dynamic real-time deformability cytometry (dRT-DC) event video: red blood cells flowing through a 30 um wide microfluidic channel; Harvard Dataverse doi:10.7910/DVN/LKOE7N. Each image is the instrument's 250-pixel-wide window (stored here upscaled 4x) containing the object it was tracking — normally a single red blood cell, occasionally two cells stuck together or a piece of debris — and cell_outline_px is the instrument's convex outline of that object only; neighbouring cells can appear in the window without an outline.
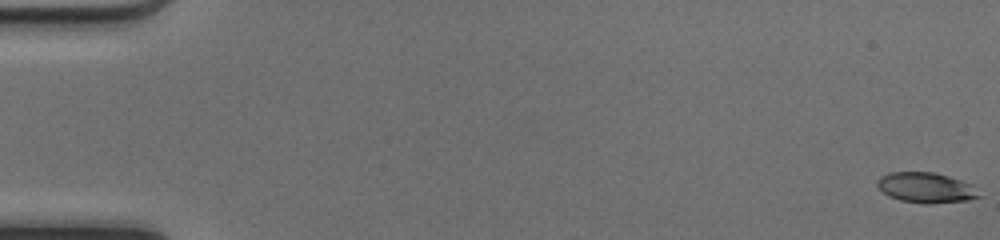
{"species": "common noctule bat (a hibernating species)", "species_latin": "Nyctalus noctula", "temperature_condition": "cold", "stored_images_in_passage": 51, "camera_frame_rate_fps": 3000, "um_per_image_px": 0.085, "animal": {"sex": "female", "body_mass_g": 17.0, "forearm_length_mm": 48.0}, "frame": {"image": 1, "passage_image": 1, "time_ms": 0.0, "image_size_px": [1000, 240], "cell_outline_px": [[984, 196], [968, 200], [928, 204], [924, 204], [900, 200], [888, 196], [876, 184], [876, 180], [880, 176], [888, 172], [932, 172], [948, 176], [972, 184]], "centroid_in_image_um": [78.72, 15.95], "position_along_channel_um": 6.3, "area_um2": 18.15}}
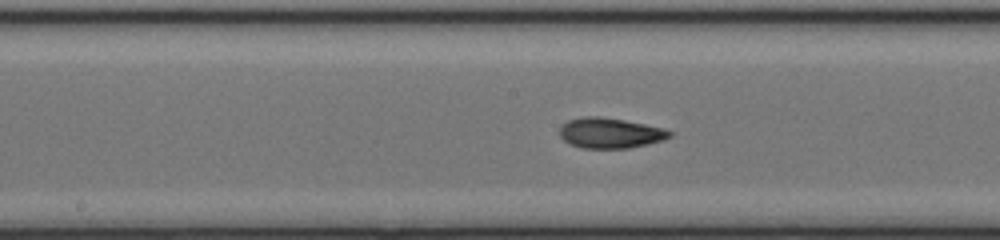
{"frame": {"image": 2, "passage_image": 27, "time_ms": 8.667, "image_size_px": [1000, 240], "cell_outline_px": [[672, 136], [664, 140], [648, 144], [628, 148], [580, 148], [564, 140], [560, 136], [560, 124], [568, 120], [584, 116], [600, 116], [624, 120], [664, 128], [672, 132]], "centroid_in_image_um": [51.86, 11.3], "position_along_channel_um": 196.3, "area_um2": 19.54}}
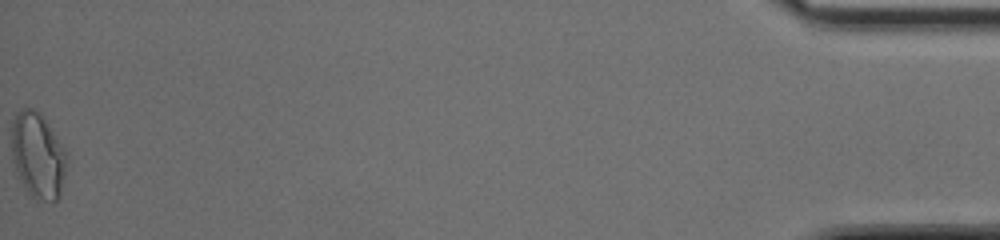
{"frame": {"image": 3, "passage_image": 51, "time_ms": 16.667, "image_size_px": [1000, 240], "cell_outline_px": [[68, 160], [60, 196], [56, 200], [36, 200], [28, 192], [16, 172], [12, 160], [12, 120], [16, 112], [20, 108], [32, 108], [48, 124], [64, 148], [68, 156]], "centroid_in_image_um": [3.22, 13.22], "position_along_channel_um": 432.0, "area_um2": 27.4}, "authors_computed_cell_mechanics": {"area_um2": 19.1318, "velocity_mm_per_s": 4.1939, "shape_relaxation_time_tau1_ms": null, "shape_relaxation_time_tau2_ms": 1.9628, "deformation_change_tau1": null, "deformation_change_tau2": 0.0741}}